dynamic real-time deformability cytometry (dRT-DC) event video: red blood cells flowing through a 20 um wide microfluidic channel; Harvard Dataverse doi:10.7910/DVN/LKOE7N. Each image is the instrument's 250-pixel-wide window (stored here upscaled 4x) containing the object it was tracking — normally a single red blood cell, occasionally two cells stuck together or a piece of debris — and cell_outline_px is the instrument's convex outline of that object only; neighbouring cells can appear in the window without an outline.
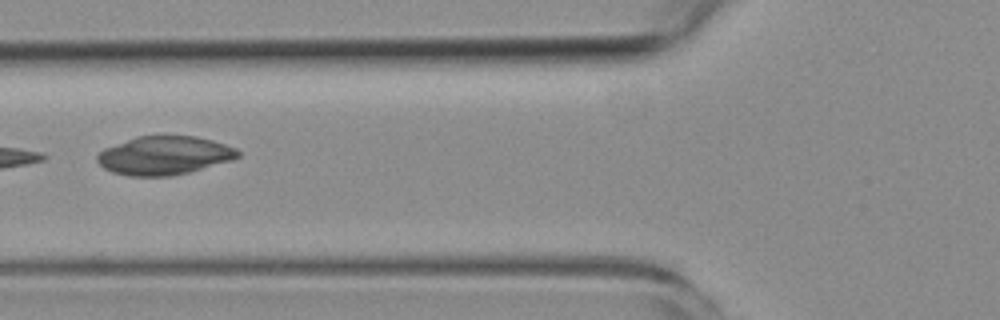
{"species": "common noctule bat (a hibernating species)", "species_latin": "Nyctalus noctula", "temperature_condition": "room temperature", "stored_images_in_passage": 6, "camera_frame_rate_fps": 3000, "um_per_image_px": 0.085, "animal": {"sex": "female", "body_mass_g": 19.3, "forearm_length_mm": 54.1}, "frame": {"image": 1, "passage_image": 5, "time_ms": 4.667, "image_size_px": [1000, 320], "cell_outline_px": [[240, 156], [232, 160], [188, 172], [172, 176], [128, 176], [112, 172], [104, 168], [96, 160], [96, 156], [104, 148], [136, 136], [196, 136], [212, 140], [236, 148], [240, 152]], "centroid_in_image_um": [13.95, 13.21], "position_along_channel_um": 111.8, "area_um2": 31.56}}